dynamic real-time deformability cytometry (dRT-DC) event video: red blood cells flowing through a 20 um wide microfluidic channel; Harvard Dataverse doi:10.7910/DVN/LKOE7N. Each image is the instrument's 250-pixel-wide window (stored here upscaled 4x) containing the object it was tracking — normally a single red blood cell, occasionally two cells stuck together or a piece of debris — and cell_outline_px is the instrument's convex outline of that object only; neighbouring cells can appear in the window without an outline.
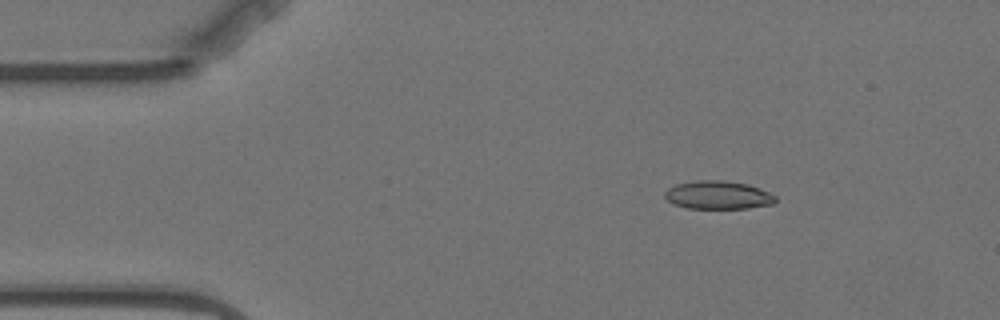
{"species": "Egyptian fruit bat (a non-hibernating species)", "species_latin": "Rousettus aegyptiacus", "temperature_condition": "warm", "stored_images_in_passage": 5, "camera_frame_rate_fps": 3000, "um_per_image_px": 0.085, "animal": {"sex": "female"}, "frame": {"image": 1, "passage_image": 3, "time_ms": 2.333, "image_size_px": [1000, 320], "cell_outline_px": [[776, 200], [772, 204], [748, 208], [688, 208], [676, 204], [668, 200], [664, 196], [664, 192], [668, 188], [676, 184], [696, 180], [724, 180], [748, 184], [768, 192], [776, 196]], "centroid_in_image_um": [61.03, 16.57], "position_along_channel_um": 24.0, "area_um2": 18.09}}